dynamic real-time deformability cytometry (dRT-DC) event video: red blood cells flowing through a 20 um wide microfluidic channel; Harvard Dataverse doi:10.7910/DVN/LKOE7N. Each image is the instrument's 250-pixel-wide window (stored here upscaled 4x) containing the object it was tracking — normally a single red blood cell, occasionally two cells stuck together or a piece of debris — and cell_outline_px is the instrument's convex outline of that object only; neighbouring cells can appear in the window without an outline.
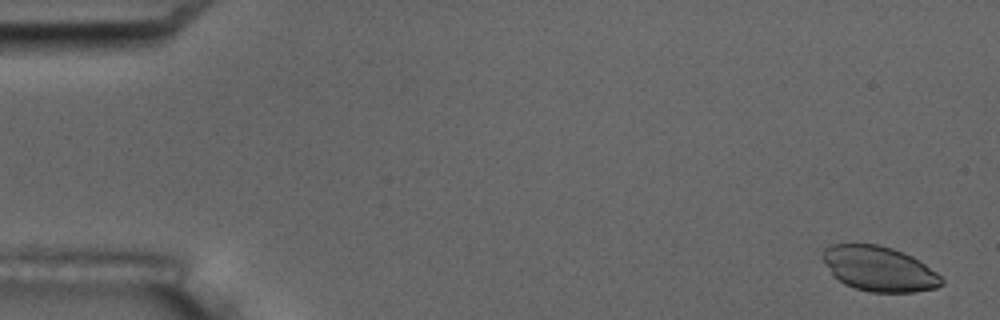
{"species": "common noctule bat (a hibernating species)", "species_latin": "Nyctalus noctula", "temperature_condition": "room temperature", "stored_images_in_passage": 5, "camera_frame_rate_fps": 3000, "um_per_image_px": 0.085, "animal": {"sex": "male", "body_mass_g": 17.5, "forearm_length_mm": 52.3}, "frame": {"image": 1, "passage_image": 1, "time_ms": 0.0, "image_size_px": [1000, 320], "cell_outline_px": [[944, 284], [936, 288], [916, 292], [868, 292], [844, 284], [832, 272], [820, 256], [824, 248], [832, 244], [880, 244], [904, 252], [920, 260], [936, 272], [944, 280]], "centroid_in_image_um": [74.75, 22.84], "position_along_channel_um": 10.2, "area_um2": 31.21}}